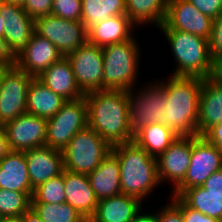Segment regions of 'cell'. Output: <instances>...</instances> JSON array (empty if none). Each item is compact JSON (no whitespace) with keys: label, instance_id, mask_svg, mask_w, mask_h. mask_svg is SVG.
<instances>
[{"label":"cell","instance_id":"obj_11","mask_svg":"<svg viewBox=\"0 0 222 222\" xmlns=\"http://www.w3.org/2000/svg\"><path fill=\"white\" fill-rule=\"evenodd\" d=\"M76 82L86 94L103 89V52L102 47L86 41L68 54Z\"/></svg>","mask_w":222,"mask_h":222},{"label":"cell","instance_id":"obj_28","mask_svg":"<svg viewBox=\"0 0 222 222\" xmlns=\"http://www.w3.org/2000/svg\"><path fill=\"white\" fill-rule=\"evenodd\" d=\"M168 0H125L126 15L138 25L154 24L158 28L164 23Z\"/></svg>","mask_w":222,"mask_h":222},{"label":"cell","instance_id":"obj_32","mask_svg":"<svg viewBox=\"0 0 222 222\" xmlns=\"http://www.w3.org/2000/svg\"><path fill=\"white\" fill-rule=\"evenodd\" d=\"M32 195L0 188V217H21L31 208Z\"/></svg>","mask_w":222,"mask_h":222},{"label":"cell","instance_id":"obj_46","mask_svg":"<svg viewBox=\"0 0 222 222\" xmlns=\"http://www.w3.org/2000/svg\"><path fill=\"white\" fill-rule=\"evenodd\" d=\"M22 222H43L40 217L30 208L21 216Z\"/></svg>","mask_w":222,"mask_h":222},{"label":"cell","instance_id":"obj_39","mask_svg":"<svg viewBox=\"0 0 222 222\" xmlns=\"http://www.w3.org/2000/svg\"><path fill=\"white\" fill-rule=\"evenodd\" d=\"M157 222H185L181 210L171 201L156 212Z\"/></svg>","mask_w":222,"mask_h":222},{"label":"cell","instance_id":"obj_8","mask_svg":"<svg viewBox=\"0 0 222 222\" xmlns=\"http://www.w3.org/2000/svg\"><path fill=\"white\" fill-rule=\"evenodd\" d=\"M88 127V108L84 97L67 100L47 120L46 145L63 151L75 134Z\"/></svg>","mask_w":222,"mask_h":222},{"label":"cell","instance_id":"obj_26","mask_svg":"<svg viewBox=\"0 0 222 222\" xmlns=\"http://www.w3.org/2000/svg\"><path fill=\"white\" fill-rule=\"evenodd\" d=\"M67 100L33 77L28 88L26 112L44 119L52 118Z\"/></svg>","mask_w":222,"mask_h":222},{"label":"cell","instance_id":"obj_44","mask_svg":"<svg viewBox=\"0 0 222 222\" xmlns=\"http://www.w3.org/2000/svg\"><path fill=\"white\" fill-rule=\"evenodd\" d=\"M11 151L4 126L0 125V161Z\"/></svg>","mask_w":222,"mask_h":222},{"label":"cell","instance_id":"obj_6","mask_svg":"<svg viewBox=\"0 0 222 222\" xmlns=\"http://www.w3.org/2000/svg\"><path fill=\"white\" fill-rule=\"evenodd\" d=\"M111 150L112 146L88 126L77 132L63 149V168L88 175L100 165Z\"/></svg>","mask_w":222,"mask_h":222},{"label":"cell","instance_id":"obj_2","mask_svg":"<svg viewBox=\"0 0 222 222\" xmlns=\"http://www.w3.org/2000/svg\"><path fill=\"white\" fill-rule=\"evenodd\" d=\"M203 79L171 76L164 86L167 104L163 124L180 136H197L199 98Z\"/></svg>","mask_w":222,"mask_h":222},{"label":"cell","instance_id":"obj_10","mask_svg":"<svg viewBox=\"0 0 222 222\" xmlns=\"http://www.w3.org/2000/svg\"><path fill=\"white\" fill-rule=\"evenodd\" d=\"M34 28L35 33L52 42L64 57L87 41V31L82 21L49 14L35 18Z\"/></svg>","mask_w":222,"mask_h":222},{"label":"cell","instance_id":"obj_35","mask_svg":"<svg viewBox=\"0 0 222 222\" xmlns=\"http://www.w3.org/2000/svg\"><path fill=\"white\" fill-rule=\"evenodd\" d=\"M171 198V201L181 210L185 222H222L188 207L178 196Z\"/></svg>","mask_w":222,"mask_h":222},{"label":"cell","instance_id":"obj_37","mask_svg":"<svg viewBox=\"0 0 222 222\" xmlns=\"http://www.w3.org/2000/svg\"><path fill=\"white\" fill-rule=\"evenodd\" d=\"M53 0H25L23 9L33 19L51 14Z\"/></svg>","mask_w":222,"mask_h":222},{"label":"cell","instance_id":"obj_5","mask_svg":"<svg viewBox=\"0 0 222 222\" xmlns=\"http://www.w3.org/2000/svg\"><path fill=\"white\" fill-rule=\"evenodd\" d=\"M138 42L133 37L130 40L102 47L103 89L128 92L134 87L139 71V58H141Z\"/></svg>","mask_w":222,"mask_h":222},{"label":"cell","instance_id":"obj_1","mask_svg":"<svg viewBox=\"0 0 222 222\" xmlns=\"http://www.w3.org/2000/svg\"><path fill=\"white\" fill-rule=\"evenodd\" d=\"M88 126L111 146L133 141L129 130L128 92L100 89L84 95Z\"/></svg>","mask_w":222,"mask_h":222},{"label":"cell","instance_id":"obj_49","mask_svg":"<svg viewBox=\"0 0 222 222\" xmlns=\"http://www.w3.org/2000/svg\"><path fill=\"white\" fill-rule=\"evenodd\" d=\"M6 21L0 17V38H4V25Z\"/></svg>","mask_w":222,"mask_h":222},{"label":"cell","instance_id":"obj_9","mask_svg":"<svg viewBox=\"0 0 222 222\" xmlns=\"http://www.w3.org/2000/svg\"><path fill=\"white\" fill-rule=\"evenodd\" d=\"M222 169V153L203 136H192L190 165L184 180L172 189V196H180L186 189L202 186L212 173Z\"/></svg>","mask_w":222,"mask_h":222},{"label":"cell","instance_id":"obj_17","mask_svg":"<svg viewBox=\"0 0 222 222\" xmlns=\"http://www.w3.org/2000/svg\"><path fill=\"white\" fill-rule=\"evenodd\" d=\"M62 57L52 42L34 32L28 46L15 58V65L33 77H38Z\"/></svg>","mask_w":222,"mask_h":222},{"label":"cell","instance_id":"obj_40","mask_svg":"<svg viewBox=\"0 0 222 222\" xmlns=\"http://www.w3.org/2000/svg\"><path fill=\"white\" fill-rule=\"evenodd\" d=\"M202 187L222 199V169L212 173L211 176L202 184Z\"/></svg>","mask_w":222,"mask_h":222},{"label":"cell","instance_id":"obj_25","mask_svg":"<svg viewBox=\"0 0 222 222\" xmlns=\"http://www.w3.org/2000/svg\"><path fill=\"white\" fill-rule=\"evenodd\" d=\"M87 176L98 200L121 194L120 166L112 152Z\"/></svg>","mask_w":222,"mask_h":222},{"label":"cell","instance_id":"obj_38","mask_svg":"<svg viewBox=\"0 0 222 222\" xmlns=\"http://www.w3.org/2000/svg\"><path fill=\"white\" fill-rule=\"evenodd\" d=\"M203 14L211 19H216L222 14V0H188Z\"/></svg>","mask_w":222,"mask_h":222},{"label":"cell","instance_id":"obj_20","mask_svg":"<svg viewBox=\"0 0 222 222\" xmlns=\"http://www.w3.org/2000/svg\"><path fill=\"white\" fill-rule=\"evenodd\" d=\"M37 78L66 100H76L85 95L76 82L71 63L67 57L63 56Z\"/></svg>","mask_w":222,"mask_h":222},{"label":"cell","instance_id":"obj_4","mask_svg":"<svg viewBox=\"0 0 222 222\" xmlns=\"http://www.w3.org/2000/svg\"><path fill=\"white\" fill-rule=\"evenodd\" d=\"M159 28L176 59L177 66L172 76L208 78L212 61L209 40L189 32L172 30L164 23Z\"/></svg>","mask_w":222,"mask_h":222},{"label":"cell","instance_id":"obj_16","mask_svg":"<svg viewBox=\"0 0 222 222\" xmlns=\"http://www.w3.org/2000/svg\"><path fill=\"white\" fill-rule=\"evenodd\" d=\"M192 153V136L178 137L158 158L159 181H170L175 189L186 175ZM173 183V184H172Z\"/></svg>","mask_w":222,"mask_h":222},{"label":"cell","instance_id":"obj_18","mask_svg":"<svg viewBox=\"0 0 222 222\" xmlns=\"http://www.w3.org/2000/svg\"><path fill=\"white\" fill-rule=\"evenodd\" d=\"M27 169L32 188L62 173L63 153L44 145L25 151Z\"/></svg>","mask_w":222,"mask_h":222},{"label":"cell","instance_id":"obj_45","mask_svg":"<svg viewBox=\"0 0 222 222\" xmlns=\"http://www.w3.org/2000/svg\"><path fill=\"white\" fill-rule=\"evenodd\" d=\"M130 222H157L156 213L154 214H142L141 210L133 217Z\"/></svg>","mask_w":222,"mask_h":222},{"label":"cell","instance_id":"obj_13","mask_svg":"<svg viewBox=\"0 0 222 222\" xmlns=\"http://www.w3.org/2000/svg\"><path fill=\"white\" fill-rule=\"evenodd\" d=\"M11 151L25 152L46 145L47 119L23 113L4 125Z\"/></svg>","mask_w":222,"mask_h":222},{"label":"cell","instance_id":"obj_31","mask_svg":"<svg viewBox=\"0 0 222 222\" xmlns=\"http://www.w3.org/2000/svg\"><path fill=\"white\" fill-rule=\"evenodd\" d=\"M43 222H82L84 218L67 202L58 204L31 203Z\"/></svg>","mask_w":222,"mask_h":222},{"label":"cell","instance_id":"obj_24","mask_svg":"<svg viewBox=\"0 0 222 222\" xmlns=\"http://www.w3.org/2000/svg\"><path fill=\"white\" fill-rule=\"evenodd\" d=\"M222 122V86L208 78L203 79L200 98L197 135L202 136L212 126Z\"/></svg>","mask_w":222,"mask_h":222},{"label":"cell","instance_id":"obj_33","mask_svg":"<svg viewBox=\"0 0 222 222\" xmlns=\"http://www.w3.org/2000/svg\"><path fill=\"white\" fill-rule=\"evenodd\" d=\"M66 202L64 170L56 177L34 188L31 203L58 204Z\"/></svg>","mask_w":222,"mask_h":222},{"label":"cell","instance_id":"obj_29","mask_svg":"<svg viewBox=\"0 0 222 222\" xmlns=\"http://www.w3.org/2000/svg\"><path fill=\"white\" fill-rule=\"evenodd\" d=\"M120 14H126L125 0H82L81 21L86 31Z\"/></svg>","mask_w":222,"mask_h":222},{"label":"cell","instance_id":"obj_3","mask_svg":"<svg viewBox=\"0 0 222 222\" xmlns=\"http://www.w3.org/2000/svg\"><path fill=\"white\" fill-rule=\"evenodd\" d=\"M120 166L121 193L143 199L160 185L157 158L134 141L112 146Z\"/></svg>","mask_w":222,"mask_h":222},{"label":"cell","instance_id":"obj_51","mask_svg":"<svg viewBox=\"0 0 222 222\" xmlns=\"http://www.w3.org/2000/svg\"><path fill=\"white\" fill-rule=\"evenodd\" d=\"M82 222H92L91 219H84Z\"/></svg>","mask_w":222,"mask_h":222},{"label":"cell","instance_id":"obj_48","mask_svg":"<svg viewBox=\"0 0 222 222\" xmlns=\"http://www.w3.org/2000/svg\"><path fill=\"white\" fill-rule=\"evenodd\" d=\"M9 68H10V67H2V66H0V90H1V87H2L4 75H5L6 71H7Z\"/></svg>","mask_w":222,"mask_h":222},{"label":"cell","instance_id":"obj_19","mask_svg":"<svg viewBox=\"0 0 222 222\" xmlns=\"http://www.w3.org/2000/svg\"><path fill=\"white\" fill-rule=\"evenodd\" d=\"M66 202L84 219L94 215L98 199L93 191L88 176L64 169Z\"/></svg>","mask_w":222,"mask_h":222},{"label":"cell","instance_id":"obj_14","mask_svg":"<svg viewBox=\"0 0 222 222\" xmlns=\"http://www.w3.org/2000/svg\"><path fill=\"white\" fill-rule=\"evenodd\" d=\"M0 17L6 21L4 40L10 53L16 58L28 46L35 32L34 19L22 6L0 0Z\"/></svg>","mask_w":222,"mask_h":222},{"label":"cell","instance_id":"obj_50","mask_svg":"<svg viewBox=\"0 0 222 222\" xmlns=\"http://www.w3.org/2000/svg\"><path fill=\"white\" fill-rule=\"evenodd\" d=\"M3 1L11 4H17L19 6H23L25 2V0H3Z\"/></svg>","mask_w":222,"mask_h":222},{"label":"cell","instance_id":"obj_30","mask_svg":"<svg viewBox=\"0 0 222 222\" xmlns=\"http://www.w3.org/2000/svg\"><path fill=\"white\" fill-rule=\"evenodd\" d=\"M179 198L190 208L222 221V199L202 186L186 189Z\"/></svg>","mask_w":222,"mask_h":222},{"label":"cell","instance_id":"obj_36","mask_svg":"<svg viewBox=\"0 0 222 222\" xmlns=\"http://www.w3.org/2000/svg\"><path fill=\"white\" fill-rule=\"evenodd\" d=\"M211 58L222 56V14L212 22V31L209 38Z\"/></svg>","mask_w":222,"mask_h":222},{"label":"cell","instance_id":"obj_12","mask_svg":"<svg viewBox=\"0 0 222 222\" xmlns=\"http://www.w3.org/2000/svg\"><path fill=\"white\" fill-rule=\"evenodd\" d=\"M32 79V75L16 65L6 71L0 90L1 126L26 112L28 88Z\"/></svg>","mask_w":222,"mask_h":222},{"label":"cell","instance_id":"obj_7","mask_svg":"<svg viewBox=\"0 0 222 222\" xmlns=\"http://www.w3.org/2000/svg\"><path fill=\"white\" fill-rule=\"evenodd\" d=\"M146 87V88H145ZM134 93V88L128 91L129 99V130L134 136L145 126L164 122L167 99L164 86L157 81Z\"/></svg>","mask_w":222,"mask_h":222},{"label":"cell","instance_id":"obj_23","mask_svg":"<svg viewBox=\"0 0 222 222\" xmlns=\"http://www.w3.org/2000/svg\"><path fill=\"white\" fill-rule=\"evenodd\" d=\"M0 188L9 191L33 192L25 152L10 151L0 161Z\"/></svg>","mask_w":222,"mask_h":222},{"label":"cell","instance_id":"obj_41","mask_svg":"<svg viewBox=\"0 0 222 222\" xmlns=\"http://www.w3.org/2000/svg\"><path fill=\"white\" fill-rule=\"evenodd\" d=\"M202 136L222 153V122L212 126Z\"/></svg>","mask_w":222,"mask_h":222},{"label":"cell","instance_id":"obj_22","mask_svg":"<svg viewBox=\"0 0 222 222\" xmlns=\"http://www.w3.org/2000/svg\"><path fill=\"white\" fill-rule=\"evenodd\" d=\"M136 25L126 14L110 17L87 31V41L91 44L104 47L107 45L130 40Z\"/></svg>","mask_w":222,"mask_h":222},{"label":"cell","instance_id":"obj_42","mask_svg":"<svg viewBox=\"0 0 222 222\" xmlns=\"http://www.w3.org/2000/svg\"><path fill=\"white\" fill-rule=\"evenodd\" d=\"M208 79L214 84L222 86V56L212 58Z\"/></svg>","mask_w":222,"mask_h":222},{"label":"cell","instance_id":"obj_15","mask_svg":"<svg viewBox=\"0 0 222 222\" xmlns=\"http://www.w3.org/2000/svg\"><path fill=\"white\" fill-rule=\"evenodd\" d=\"M213 19L203 14L188 0H168L164 24L178 31H185L205 39L210 38Z\"/></svg>","mask_w":222,"mask_h":222},{"label":"cell","instance_id":"obj_27","mask_svg":"<svg viewBox=\"0 0 222 222\" xmlns=\"http://www.w3.org/2000/svg\"><path fill=\"white\" fill-rule=\"evenodd\" d=\"M177 138L166 125L156 123L145 126L134 135L133 141L150 156L158 158Z\"/></svg>","mask_w":222,"mask_h":222},{"label":"cell","instance_id":"obj_43","mask_svg":"<svg viewBox=\"0 0 222 222\" xmlns=\"http://www.w3.org/2000/svg\"><path fill=\"white\" fill-rule=\"evenodd\" d=\"M14 65H15V58L10 53L4 38H0V66L12 67Z\"/></svg>","mask_w":222,"mask_h":222},{"label":"cell","instance_id":"obj_47","mask_svg":"<svg viewBox=\"0 0 222 222\" xmlns=\"http://www.w3.org/2000/svg\"><path fill=\"white\" fill-rule=\"evenodd\" d=\"M0 222H22L21 217H0Z\"/></svg>","mask_w":222,"mask_h":222},{"label":"cell","instance_id":"obj_34","mask_svg":"<svg viewBox=\"0 0 222 222\" xmlns=\"http://www.w3.org/2000/svg\"><path fill=\"white\" fill-rule=\"evenodd\" d=\"M51 14L66 20L81 21L82 0H53Z\"/></svg>","mask_w":222,"mask_h":222},{"label":"cell","instance_id":"obj_21","mask_svg":"<svg viewBox=\"0 0 222 222\" xmlns=\"http://www.w3.org/2000/svg\"><path fill=\"white\" fill-rule=\"evenodd\" d=\"M142 208V201L136 197L119 194L98 200L92 222H130Z\"/></svg>","mask_w":222,"mask_h":222}]
</instances>
